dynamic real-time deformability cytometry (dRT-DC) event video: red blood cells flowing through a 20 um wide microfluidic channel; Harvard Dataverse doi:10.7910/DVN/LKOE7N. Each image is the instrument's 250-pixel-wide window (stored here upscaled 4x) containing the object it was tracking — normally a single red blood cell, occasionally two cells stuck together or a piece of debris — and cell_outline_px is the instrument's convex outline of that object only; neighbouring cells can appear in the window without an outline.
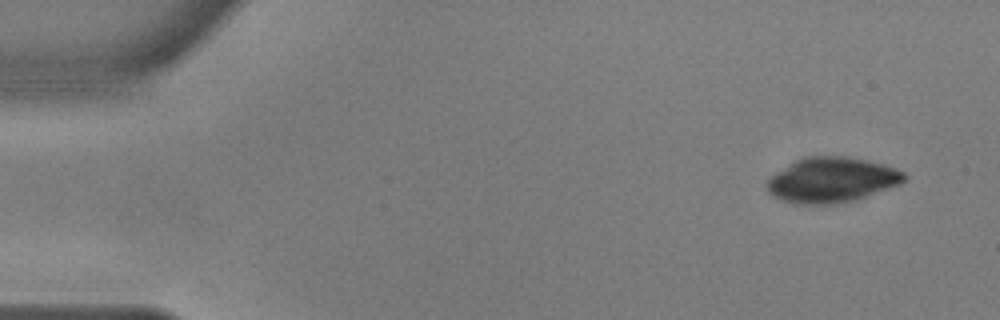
{"species": "common noctule bat (a hibernating species)", "species_latin": "Nyctalus noctula", "temperature_condition": "warm", "stored_images_in_passage": 52, "camera_frame_rate_fps": 3000, "um_per_image_px": 0.085, "animal": {"sex": "male", "body_mass_g": 17.9, "forearm_length_mm": 54.2}, "frame": {"image": 1, "passage_image": 1, "time_ms": 0.0, "image_size_px": [1000, 320], "cell_outline_px": [[908, 176], [900, 184], [852, 200], [832, 204], [792, 204], [780, 200], [772, 196], [768, 192], [768, 176], [796, 160], [804, 156], [848, 156], [884, 164], [904, 172]], "centroid_in_image_um": [70.65, 15.29], "position_along_channel_um": 14.3, "area_um2": 36.07}}